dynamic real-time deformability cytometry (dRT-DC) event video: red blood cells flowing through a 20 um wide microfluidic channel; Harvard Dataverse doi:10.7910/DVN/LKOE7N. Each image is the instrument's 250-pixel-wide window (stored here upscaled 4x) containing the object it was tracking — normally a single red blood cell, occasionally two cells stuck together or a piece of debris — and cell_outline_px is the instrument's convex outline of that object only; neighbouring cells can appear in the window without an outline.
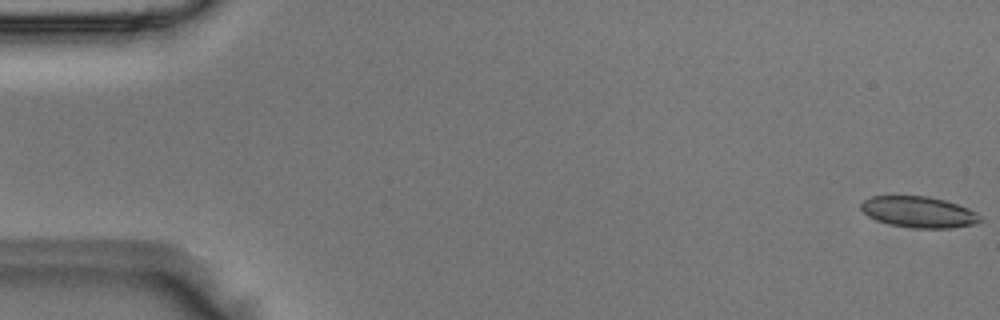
{"species": "Egyptian fruit bat (a non-hibernating species)", "species_latin": "Rousettus aegyptiacus", "temperature_condition": "room temperature", "stored_images_in_passage": 52, "camera_frame_rate_fps": 3000, "um_per_image_px": 0.085, "animal": {"sex": "male"}, "frame": {"image": 1, "passage_image": 1, "time_ms": 0.0, "image_size_px": [1000, 320], "cell_outline_px": [[984, 220], [976, 224], [952, 228], [912, 228], [888, 224], [876, 220], [868, 216], [860, 208], [860, 204], [864, 200], [872, 196], [928, 196], [944, 200], [968, 208], [976, 212]], "centroid_in_image_um": [78.1, 18.03], "position_along_channel_um": 6.9, "area_um2": 21.73}}
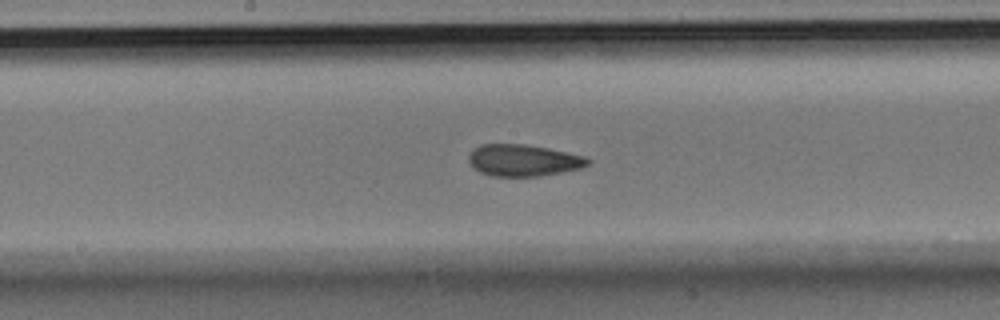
{"frame": {"image": 2, "passage_image": 27, "time_ms": 8.667, "image_size_px": [1000, 320], "cell_outline_px": [[592, 160], [588, 164], [580, 168], [540, 176], [492, 176], [480, 172], [468, 160], [468, 156], [472, 148], [480, 144], [528, 144], [568, 152], [584, 156]], "centroid_in_image_um": [44.47, 13.61], "position_along_channel_um": 203.7, "area_um2": 22.02}}
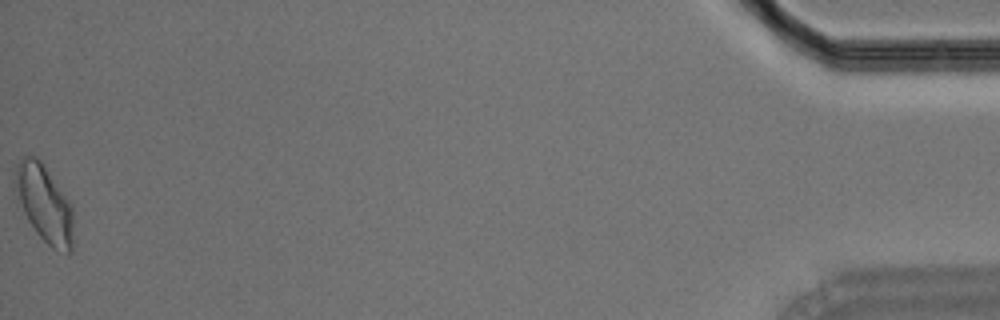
{"frame": {"image": 3, "passage_image": 52, "time_ms": 17.0, "image_size_px": [1000, 320], "cell_outline_px": [[72, 252], [68, 256], [52, 248], [36, 232], [16, 204], [12, 172], [16, 164], [24, 156], [36, 156], [44, 164], [72, 204]], "centroid_in_image_um": [3.71, 17.29], "position_along_channel_um": 431.5, "area_um2": 27.05}}